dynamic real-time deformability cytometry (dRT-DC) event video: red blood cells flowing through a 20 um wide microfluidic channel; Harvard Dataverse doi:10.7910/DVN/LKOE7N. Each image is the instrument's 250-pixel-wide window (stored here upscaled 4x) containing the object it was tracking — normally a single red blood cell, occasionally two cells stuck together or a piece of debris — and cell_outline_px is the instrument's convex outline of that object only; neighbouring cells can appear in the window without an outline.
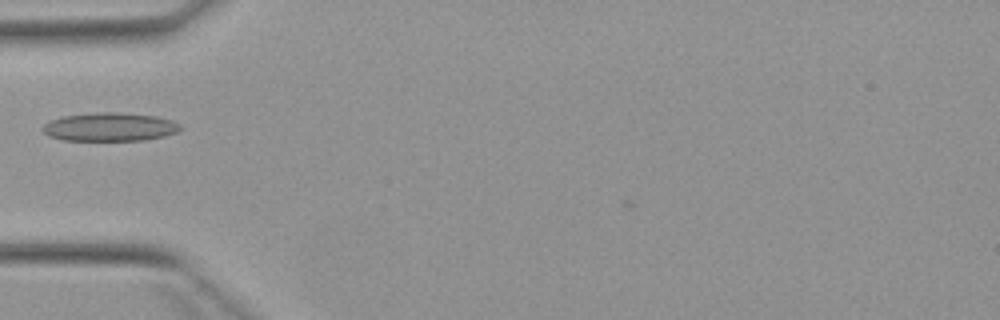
{"species": "Egyptian fruit bat (a non-hibernating species)", "species_latin": "Rousettus aegyptiacus", "temperature_condition": "warm", "stored_images_in_passage": 1, "camera_frame_rate_fps": 3000, "um_per_image_px": 0.085, "animal": {"sex": "female"}, "frame": {"image": 1, "passage_image": 1, "time_ms": 0.0, "image_size_px": [1000, 320], "cell_outline_px": [[184, 128], [176, 132], [164, 136], [144, 140], [60, 140], [48, 136], [40, 128], [48, 120], [64, 116], [96, 112], [116, 112], [156, 116], [172, 120], [180, 124]], "centroid_in_image_um": [9.31, 10.79], "position_along_channel_um": 75.7, "area_um2": 23.0}}